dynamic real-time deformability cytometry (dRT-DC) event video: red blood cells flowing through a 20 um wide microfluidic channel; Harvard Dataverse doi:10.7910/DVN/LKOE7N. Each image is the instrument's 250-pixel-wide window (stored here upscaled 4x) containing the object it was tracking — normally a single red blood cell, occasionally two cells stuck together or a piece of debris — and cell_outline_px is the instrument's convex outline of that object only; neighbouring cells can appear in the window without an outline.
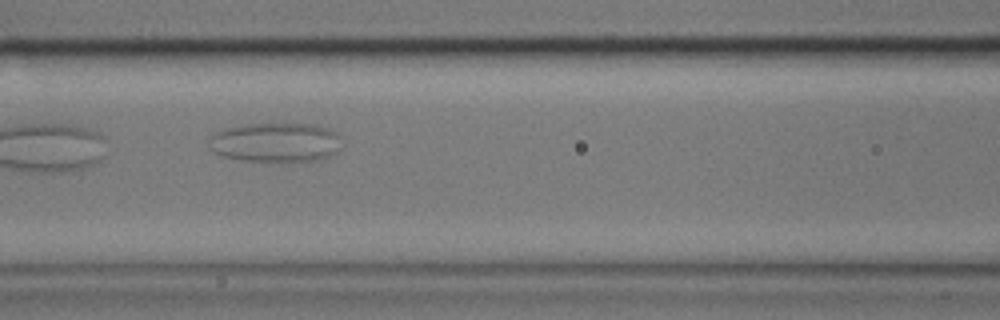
{"species": "common noctule bat (a hibernating species)", "species_latin": "Nyctalus noctula", "temperature_condition": "cold", "stored_images_in_passage": 7, "camera_frame_rate_fps": 3000, "um_per_image_px": 0.085, "animal": {"sex": "male", "body_mass_g": 17.9}, "frame": {"image": 1, "passage_image": 4, "time_ms": 1.0, "image_size_px": [1000, 320], "cell_outline_px": [[344, 148], [320, 160], [268, 164], [240, 160], [220, 156], [212, 152], [208, 148], [208, 140], [216, 132], [228, 128], [244, 124], [316, 124], [336, 132], [340, 136]], "centroid_in_image_um": [23.44, 12.15], "position_along_channel_um": 143.2, "area_um2": 31.73}}